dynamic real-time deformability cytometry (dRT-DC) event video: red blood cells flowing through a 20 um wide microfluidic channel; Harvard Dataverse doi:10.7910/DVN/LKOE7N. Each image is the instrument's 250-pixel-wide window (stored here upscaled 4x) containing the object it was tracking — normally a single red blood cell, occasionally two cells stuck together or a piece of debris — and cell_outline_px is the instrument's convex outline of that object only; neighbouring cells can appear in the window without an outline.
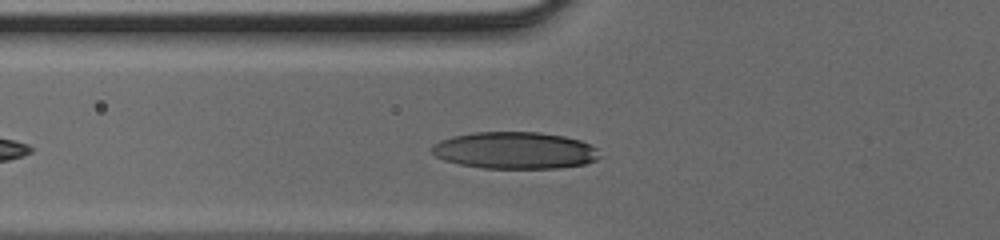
{"species": "human", "species_latin": "Homo sapiens", "temperature_condition": "cold", "stored_images_in_passage": 26, "camera_frame_rate_fps": 3000, "um_per_image_px": 0.085, "donor": {"sex": "male"}, "frame": {"image": 1, "passage_image": 3, "time_ms": 0.667, "image_size_px": [1000, 240], "cell_outline_px": [[604, 156], [596, 160], [584, 164], [560, 168], [484, 168], [460, 164], [444, 160], [436, 156], [428, 148], [432, 144], [440, 140], [452, 136], [476, 132], [540, 132], [564, 136], [580, 140], [596, 148]], "centroid_in_image_um": [43.77, 12.78], "position_along_channel_um": 82.0, "area_um2": 36.36}}
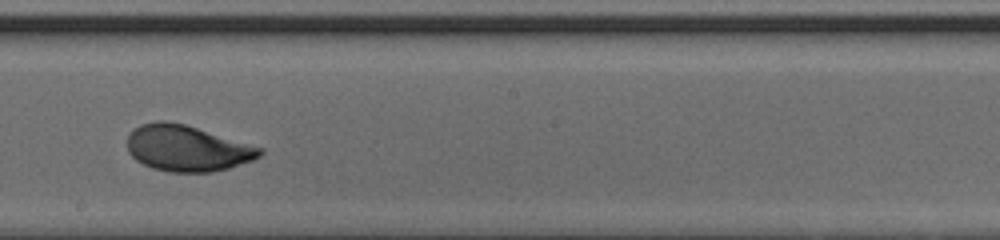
{"frame": {"image": 2, "passage_image": 13, "time_ms": 4.0, "image_size_px": [1000, 240], "cell_outline_px": [[264, 152], [260, 156], [252, 160], [228, 168], [212, 172], [168, 172], [152, 168], [136, 160], [128, 152], [128, 136], [140, 124], [156, 120], [164, 120], [184, 124], [264, 148]], "centroid_in_image_um": [15.9, 12.6], "position_along_channel_um": 232.3, "area_um2": 35.43}}
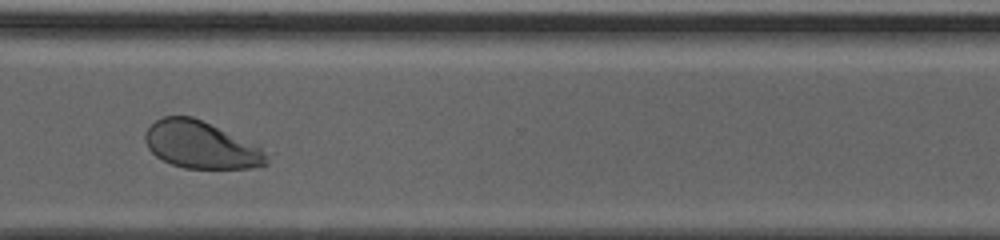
{"frame": {"image": 3, "passage_image": 21, "time_ms": 6.667, "image_size_px": [1000, 240], "cell_outline_px": [[276, 152], [268, 164], [248, 168], [184, 168], [172, 164], [156, 156], [148, 148], [144, 140], [144, 136], [148, 128], [156, 120], [164, 116], [192, 116]], "centroid_in_image_um": [17.21, 12.33], "position_along_channel_um": 353.4, "area_um2": 34.04}}